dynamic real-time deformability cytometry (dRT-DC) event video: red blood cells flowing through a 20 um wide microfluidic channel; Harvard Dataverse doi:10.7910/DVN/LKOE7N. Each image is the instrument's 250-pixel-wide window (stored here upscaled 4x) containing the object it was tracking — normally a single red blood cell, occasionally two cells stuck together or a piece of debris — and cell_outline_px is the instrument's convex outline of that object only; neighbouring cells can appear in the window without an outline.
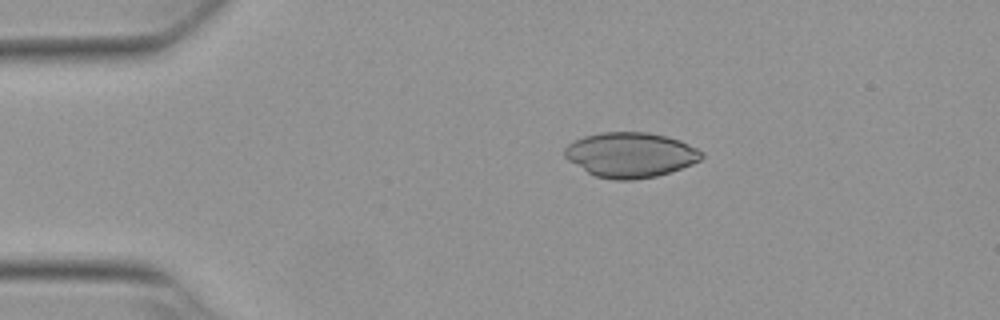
{"species": "Egyptian fruit bat (a non-hibernating species)", "species_latin": "Rousettus aegyptiacus", "temperature_condition": "warm", "stored_images_in_passage": 44, "camera_frame_rate_fps": 3000, "um_per_image_px": 0.085, "animal": {"sex": "female"}, "frame": {"image": 1, "passage_image": 1, "time_ms": 0.0, "image_size_px": [1000, 320], "cell_outline_px": [[704, 156], [700, 160], [692, 164], [656, 176], [632, 180], [616, 180], [596, 176], [588, 172], [568, 160], [564, 156], [564, 148], [568, 144], [584, 136], [604, 132], [648, 132], [680, 140], [704, 152]], "centroid_in_image_um": [53.59, 13.16], "position_along_channel_um": 31.4, "area_um2": 35.66}}
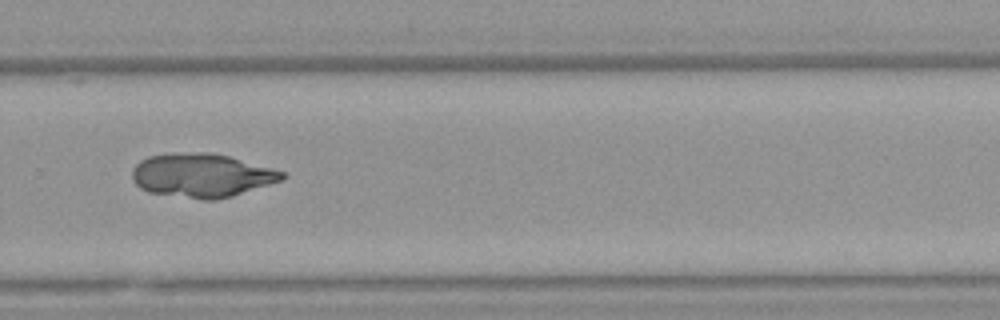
{"frame": {"image": 2, "passage_image": 27, "time_ms": 8.667, "image_size_px": [1000, 320], "cell_outline_px": [[288, 176], [284, 180], [232, 196], [216, 200], [200, 200], [148, 192], [140, 188], [132, 180], [132, 168], [140, 160], [148, 156], [172, 152], [208, 152], [228, 156], [284, 172]], "centroid_in_image_um": [17.12, 14.91], "position_along_channel_um": 312.7, "area_um2": 38.55}}
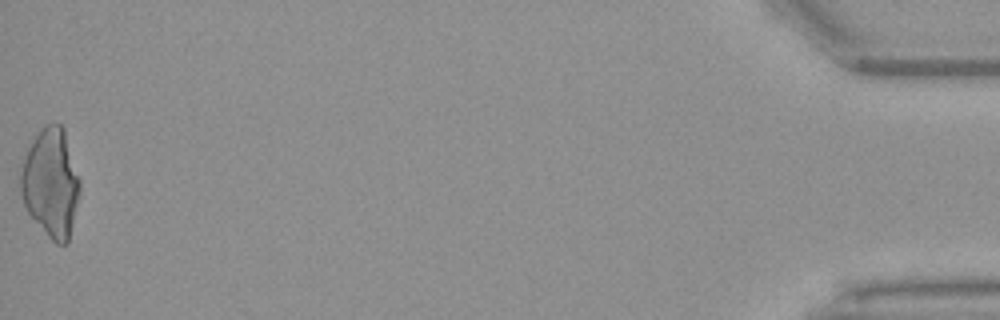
{"frame": {"image": 3, "passage_image": 44, "time_ms": 14.333, "image_size_px": [1000, 320], "cell_outline_px": [[80, 192], [68, 244], [56, 244], [48, 236], [28, 212], [24, 204], [20, 192], [20, 172], [28, 148], [40, 128], [44, 124], [60, 124], [64, 128], [80, 180]], "centroid_in_image_um": [4.33, 15.54], "position_along_channel_um": 430.9, "area_um2": 37.4}}